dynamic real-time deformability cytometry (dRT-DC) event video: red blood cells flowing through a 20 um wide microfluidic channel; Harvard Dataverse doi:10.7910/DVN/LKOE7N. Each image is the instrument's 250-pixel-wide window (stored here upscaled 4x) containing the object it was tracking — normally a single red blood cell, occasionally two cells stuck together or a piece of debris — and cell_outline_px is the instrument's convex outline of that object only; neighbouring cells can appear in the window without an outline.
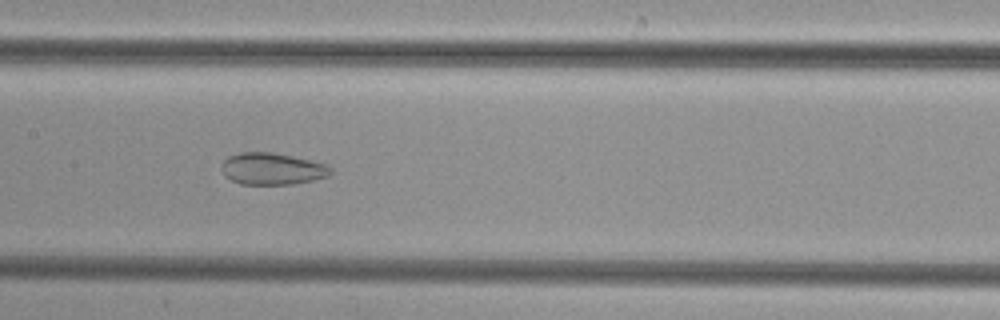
{"species": "common noctule bat (a hibernating species)", "species_latin": "Nyctalus noctula", "temperature_condition": "cold", "stored_images_in_passage": 37, "camera_frame_rate_fps": 3000, "um_per_image_px": 0.085, "animal": {"sex": "female", "body_mass_g": 29.2, "forearm_length_mm": 56.3}, "frame": {"image": 1, "passage_image": 11, "time_ms": 3.333, "image_size_px": [1000, 320], "cell_outline_px": [[332, 172], [328, 176], [312, 180], [292, 184], [240, 184], [224, 176], [220, 168], [224, 160], [228, 156], [240, 152], [272, 152], [292, 156], [328, 164], [332, 168]], "centroid_in_image_um": [23.12, 14.34], "position_along_channel_um": 184.3, "area_um2": 20.35}}
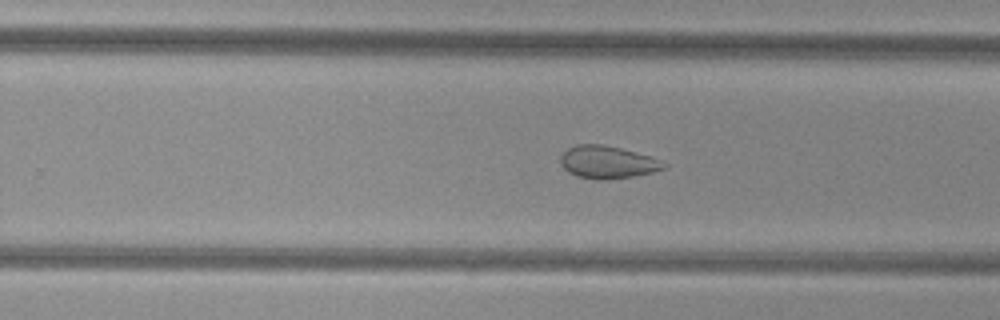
{"frame": {"image": 2, "passage_image": 18, "time_ms": 5.667, "image_size_px": [1000, 320], "cell_outline_px": [[668, 164], [664, 168], [652, 172], [632, 176], [604, 180], [596, 180], [576, 176], [568, 172], [560, 164], [560, 156], [568, 148], [576, 144], [604, 144], [620, 148], [648, 156], [660, 160]], "centroid_in_image_um": [51.59, 13.78], "position_along_channel_um": 278.2, "area_um2": 19.54}}
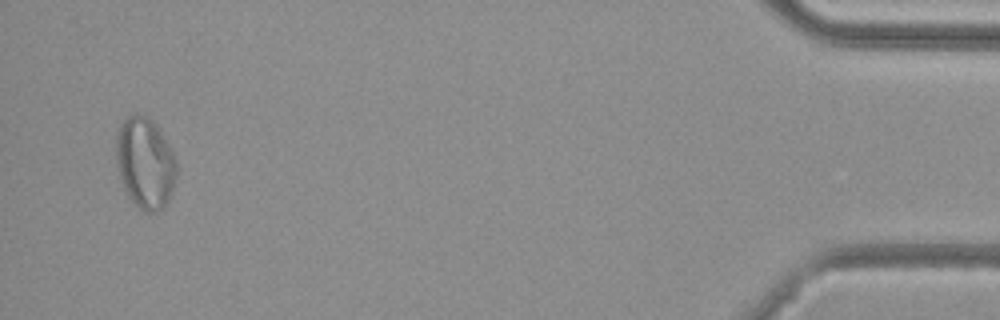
{"frame": {"image": 3, "passage_image": 35, "time_ms": 11.333, "image_size_px": [1000, 320], "cell_outline_px": [[176, 176], [168, 200], [164, 208], [156, 212], [144, 212], [128, 196], [120, 180], [116, 164], [116, 132], [124, 120], [128, 116], [136, 112], [148, 116], [156, 124], [168, 144], [176, 160]], "centroid_in_image_um": [12.31, 13.83], "position_along_channel_um": 422.9, "area_um2": 32.19}}